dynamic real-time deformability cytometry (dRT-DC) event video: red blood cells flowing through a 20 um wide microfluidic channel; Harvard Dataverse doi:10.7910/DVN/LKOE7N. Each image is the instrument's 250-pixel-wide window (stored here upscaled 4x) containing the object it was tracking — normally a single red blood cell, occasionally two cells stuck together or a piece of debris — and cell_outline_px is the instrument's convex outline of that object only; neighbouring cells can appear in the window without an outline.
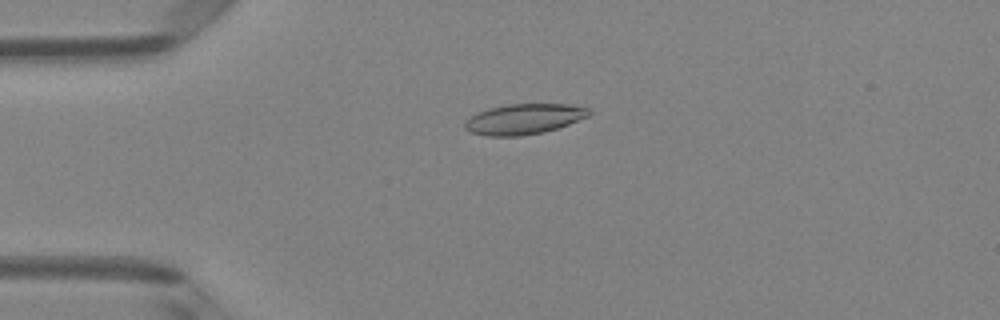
{"species": "Egyptian fruit bat (a non-hibernating species)", "species_latin": "Rousettus aegyptiacus", "temperature_condition": "room temperature", "stored_images_in_passage": 49, "camera_frame_rate_fps": 3000, "um_per_image_px": 0.085, "animal": {"sex": "female"}, "frame": {"image": 1, "passage_image": 12, "time_ms": 3.667, "image_size_px": [1000, 320], "cell_outline_px": [[592, 112], [588, 116], [568, 124], [544, 132], [520, 136], [488, 136], [472, 132], [464, 128], [464, 124], [476, 112], [488, 108], [508, 104], [564, 104], [588, 108]], "centroid_in_image_um": [44.52, 10.12], "position_along_channel_um": 40.5, "area_um2": 21.79}}
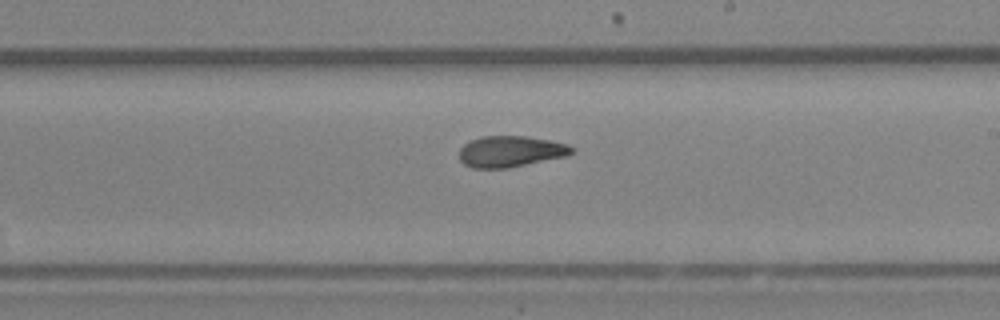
{"frame": {"image": 2, "passage_image": 29, "time_ms": 9.333, "image_size_px": [1000, 320], "cell_outline_px": [[572, 152], [568, 156], [508, 168], [472, 168], [464, 164], [460, 160], [460, 148], [468, 140], [480, 136], [528, 136], [568, 144], [572, 148]], "centroid_in_image_um": [43.37, 12.87], "position_along_channel_um": 245.6, "area_um2": 20.52}}
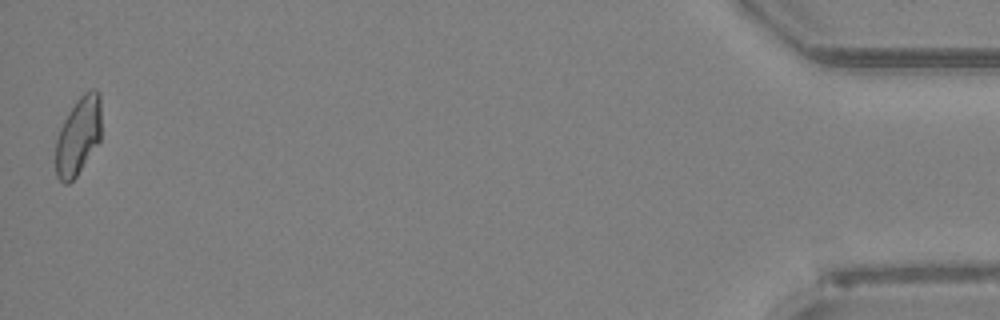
{"frame": {"image": 3, "passage_image": 49, "time_ms": 16.0, "image_size_px": [1000, 320], "cell_outline_px": [[100, 140], [76, 176], [68, 184], [64, 184], [56, 176], [56, 140], [60, 128], [64, 120], [76, 100], [84, 92], [92, 88], [96, 88], [100, 92]], "centroid_in_image_um": [6.65, 11.53], "position_along_channel_um": 428.5, "area_um2": 20.63}, "authors_computed_cell_mechanics": {"area_um2": 20.9814, "velocity_mm_per_s": 4.1227, "shape_relaxation_time_tau1_ms": null, "shape_relaxation_time_tau2_ms": 2.7104, "deformation_change_tau1": null, "deformation_change_tau2": 0.0844}}